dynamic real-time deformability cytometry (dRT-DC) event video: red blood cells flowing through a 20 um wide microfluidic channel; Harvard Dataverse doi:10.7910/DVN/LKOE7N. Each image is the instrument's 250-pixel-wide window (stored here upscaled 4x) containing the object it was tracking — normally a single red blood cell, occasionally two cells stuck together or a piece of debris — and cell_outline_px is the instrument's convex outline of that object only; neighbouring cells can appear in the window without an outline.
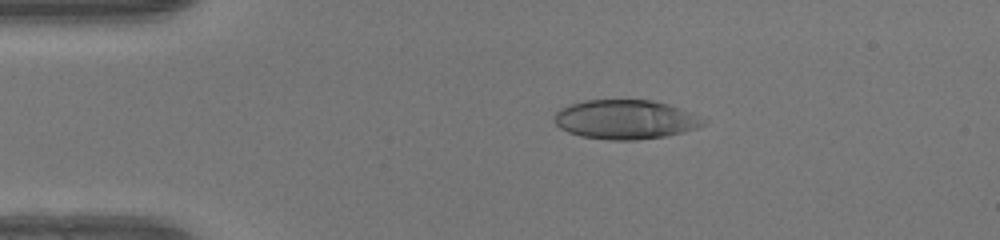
{"species": "human", "species_latin": "Homo sapiens", "temperature_condition": "warm", "stored_images_in_passage": 50, "camera_frame_rate_fps": 3000, "um_per_image_px": 0.085, "donor": {"sex": "female"}, "frame": {"image": 1, "passage_image": 10, "time_ms": 3.0, "image_size_px": [1000, 240], "cell_outline_px": [[708, 120], [704, 124], [696, 128], [684, 132], [664, 136], [636, 140], [608, 140], [580, 136], [568, 132], [560, 128], [556, 124], [556, 112], [560, 108], [568, 104], [584, 100], [652, 100], [668, 104]], "centroid_in_image_um": [53.14, 10.16], "position_along_channel_um": 31.9, "area_um2": 33.99}}
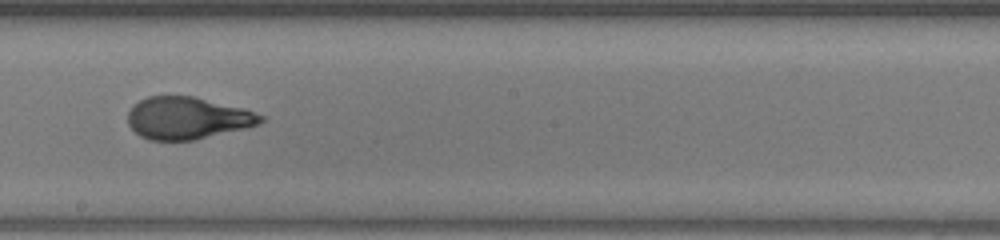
{"frame": {"image": 2, "passage_image": 28, "time_ms": 9.0, "image_size_px": [1000, 240], "cell_outline_px": [[264, 120], [260, 124], [244, 128], [192, 140], [148, 140], [140, 136], [128, 124], [128, 112], [140, 100], [148, 96], [192, 96], [244, 108], [264, 116]], "centroid_in_image_um": [15.93, 10.03], "position_along_channel_um": 232.3, "area_um2": 32.31}}
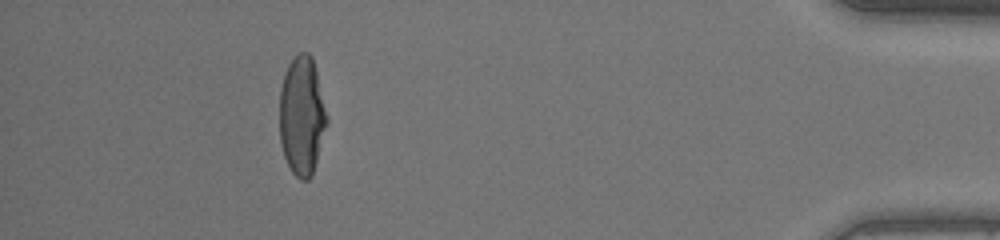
{"frame": {"image": 3, "passage_image": 45, "time_ms": 14.667, "image_size_px": [1000, 240], "cell_outline_px": [[328, 124], [312, 176], [308, 180], [300, 180], [292, 172], [284, 156], [280, 144], [280, 88], [284, 72], [288, 64], [300, 52], [308, 52], [312, 56], [328, 116]], "centroid_in_image_um": [25.67, 9.86], "position_along_channel_um": 409.5, "area_um2": 33.06}, "authors_computed_cell_mechanics": {"area_um2": 33.3506, "velocity_mm_per_s": 4.1914, "shape_relaxation_time_tau1_ms": 9.0931, "shape_relaxation_time_tau2_ms": null, "deformation_change_tau1": 0.3698, "deformation_change_tau2": null}}